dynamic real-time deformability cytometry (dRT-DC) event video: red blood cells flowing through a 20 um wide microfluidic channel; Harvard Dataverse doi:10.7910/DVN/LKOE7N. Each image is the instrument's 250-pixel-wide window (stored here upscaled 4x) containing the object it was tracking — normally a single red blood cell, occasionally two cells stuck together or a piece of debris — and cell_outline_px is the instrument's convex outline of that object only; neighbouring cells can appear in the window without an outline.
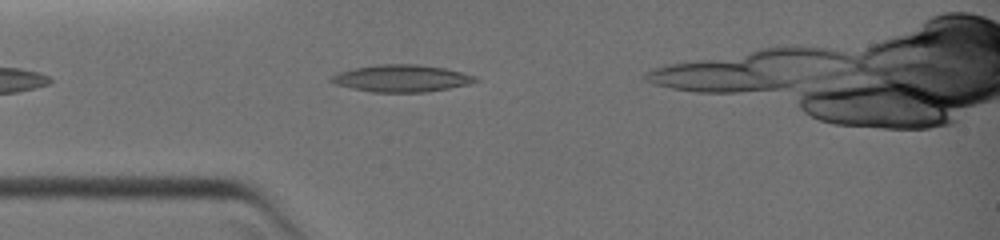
{"species": "common noctule bat (a hibernating species)", "species_latin": "Nyctalus noctula", "temperature_condition": "warm", "stored_images_in_passage": 3, "camera_frame_rate_fps": 3000, "um_per_image_px": 0.085, "animal": {"sex": "female", "body_mass_g": 19.0, "forearm_length_mm": 51.5}, "frame": {"image": 1, "passage_image": 2, "time_ms": 1.0, "image_size_px": [1000, 240], "cell_outline_px": [[480, 80], [468, 84], [448, 88], [424, 92], [372, 92], [332, 84], [328, 80], [332, 76], [340, 72], [352, 68], [376, 64], [416, 64], [444, 68], [476, 76]], "centroid_in_image_um": [34.09, 6.65], "position_along_channel_um": 50.9, "area_um2": 22.72}}